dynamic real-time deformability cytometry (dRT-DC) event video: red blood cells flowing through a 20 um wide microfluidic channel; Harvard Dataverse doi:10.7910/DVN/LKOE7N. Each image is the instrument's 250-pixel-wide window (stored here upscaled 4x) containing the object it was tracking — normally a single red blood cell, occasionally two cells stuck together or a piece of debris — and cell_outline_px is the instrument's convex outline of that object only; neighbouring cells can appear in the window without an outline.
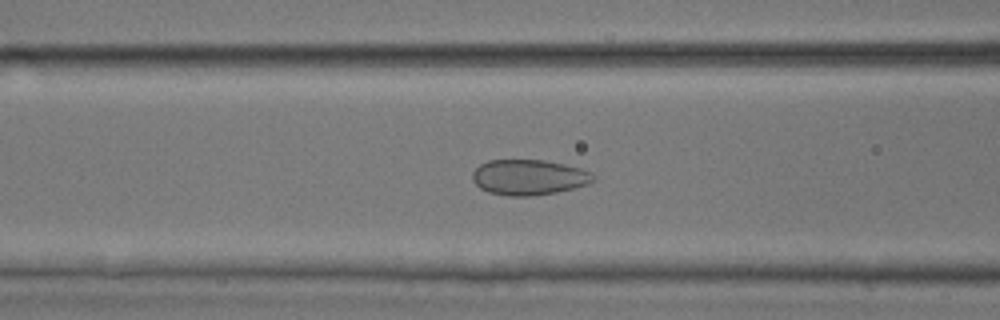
{"species": "common noctule bat (a hibernating species)", "species_latin": "Nyctalus noctula", "temperature_condition": "room temperature", "stored_images_in_passage": 47, "camera_frame_rate_fps": 3000, "um_per_image_px": 0.085, "animal": {"sex": "male", "body_mass_g": 17.9, "forearm_length_mm": 54.2}, "frame": {"image": 1, "passage_image": 19, "time_ms": 6.0, "image_size_px": [1000, 320], "cell_outline_px": [[596, 180], [588, 184], [556, 192], [536, 196], [508, 196], [488, 192], [480, 188], [472, 180], [472, 172], [480, 164], [488, 160], [544, 160], [564, 164], [580, 168], [592, 172], [596, 176]], "centroid_in_image_um": [44.96, 15.07], "position_along_channel_um": 121.6, "area_um2": 25.14}}
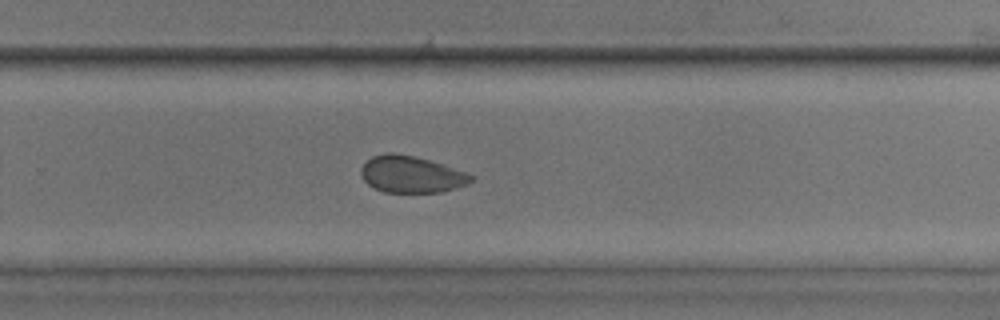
{"frame": {"image": 2, "passage_image": 31, "time_ms": 10.0, "image_size_px": [1000, 320], "cell_outline_px": [[476, 176], [468, 184], [456, 188], [440, 192], [384, 192], [368, 184], [364, 180], [360, 172], [360, 168], [372, 156], [384, 152], [392, 152], [412, 156], [428, 160]], "centroid_in_image_um": [34.94, 14.82], "position_along_channel_um": 294.9, "area_um2": 23.29}}
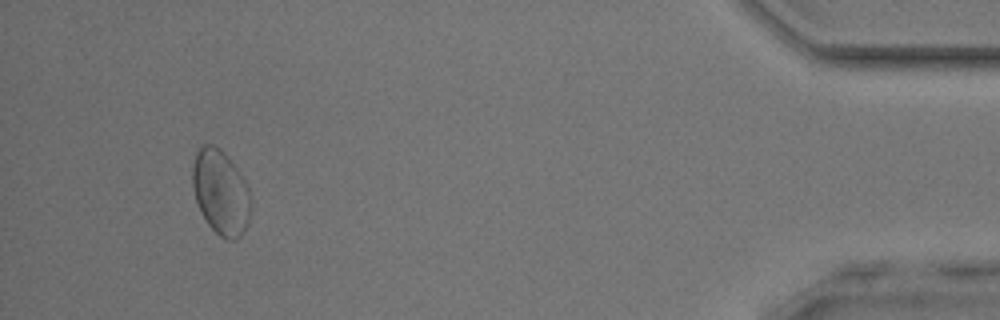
{"frame": {"image": 3, "passage_image": 44, "time_ms": 14.333, "image_size_px": [1000, 320], "cell_outline_px": [[248, 220], [240, 236], [236, 240], [228, 240], [220, 236], [208, 224], [200, 212], [196, 200], [192, 184], [192, 168], [196, 152], [204, 144], [212, 144], [220, 148], [228, 156], [244, 180], [248, 188]], "centroid_in_image_um": [18.71, 16.32], "position_along_channel_um": 416.5, "area_um2": 28.26}}